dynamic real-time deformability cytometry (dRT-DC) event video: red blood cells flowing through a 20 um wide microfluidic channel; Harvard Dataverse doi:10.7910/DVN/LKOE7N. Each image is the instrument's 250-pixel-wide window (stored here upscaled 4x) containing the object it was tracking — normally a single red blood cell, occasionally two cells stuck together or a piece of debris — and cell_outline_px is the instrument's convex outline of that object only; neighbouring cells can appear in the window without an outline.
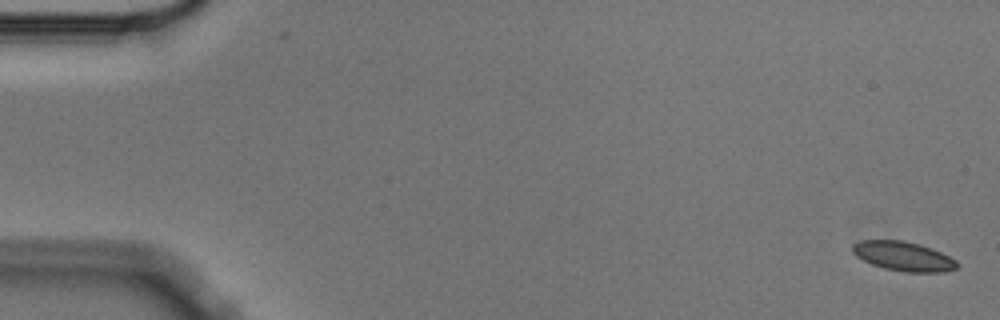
{"species": "Egyptian fruit bat (a non-hibernating species)", "species_latin": "Rousettus aegyptiacus", "temperature_condition": "cold", "stored_images_in_passage": 5, "camera_frame_rate_fps": 3000, "um_per_image_px": 0.085, "animal": {"sex": "male"}, "frame": {"image": 1, "passage_image": 1, "time_ms": 0.0, "image_size_px": [1000, 320], "cell_outline_px": [[960, 264], [956, 268], [944, 272], [904, 272], [884, 268], [872, 264], [856, 256], [852, 252], [852, 244], [860, 240], [904, 240], [920, 244], [940, 252], [956, 260]], "centroid_in_image_um": [76.78, 21.78], "position_along_channel_um": 8.2, "area_um2": 17.92}}
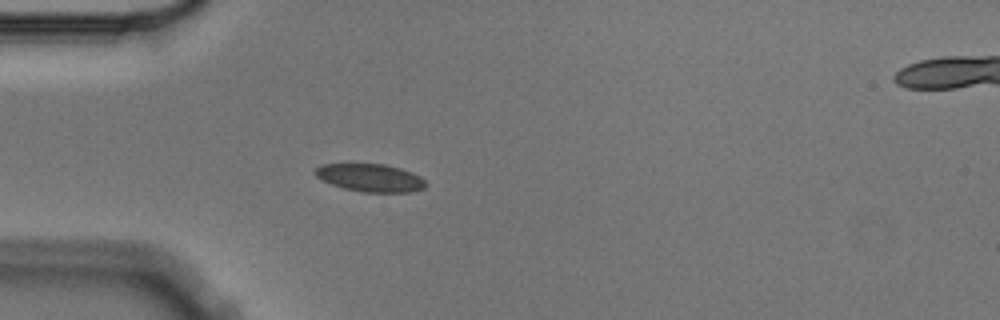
{"frame": {"image": 2, "passage_image": 4, "time_ms": 1.0, "image_size_px": [1000, 320], "cell_outline_px": [[428, 184], [424, 188], [412, 192], [364, 192], [344, 188], [332, 184], [316, 176], [312, 172], [320, 164], [384, 164], [400, 168], [412, 172], [420, 176]], "centroid_in_image_um": [31.49, 15.11], "position_along_channel_um": 53.5, "area_um2": 17.92}}